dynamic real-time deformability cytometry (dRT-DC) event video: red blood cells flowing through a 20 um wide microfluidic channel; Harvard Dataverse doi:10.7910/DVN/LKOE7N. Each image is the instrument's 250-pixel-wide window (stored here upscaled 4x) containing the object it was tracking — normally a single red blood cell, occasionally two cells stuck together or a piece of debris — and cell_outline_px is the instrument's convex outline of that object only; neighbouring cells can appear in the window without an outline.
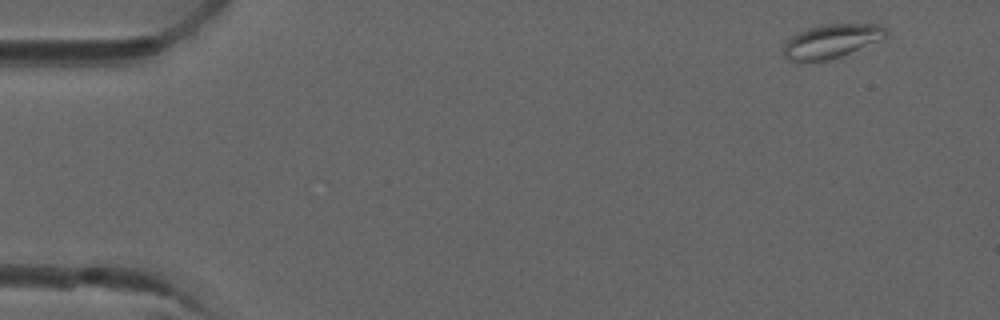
{"species": "common noctule bat (a hibernating species)", "species_latin": "Nyctalus noctula", "temperature_condition": "room temperature", "stored_images_in_passage": 3, "camera_frame_rate_fps": 3000, "um_per_image_px": 0.085, "animal": {"sex": "male", "forearm_length_mm": 52.5}, "frame": {"image": 1, "passage_image": 1, "time_ms": 0.0, "image_size_px": [1000, 320], "cell_outline_px": [[888, 36], [840, 56], [824, 60], [788, 60], [784, 56], [784, 44], [792, 36], [808, 28], [824, 24], [880, 24], [888, 32]], "centroid_in_image_um": [70.68, 3.47], "position_along_channel_um": 14.3, "area_um2": 19.59}}